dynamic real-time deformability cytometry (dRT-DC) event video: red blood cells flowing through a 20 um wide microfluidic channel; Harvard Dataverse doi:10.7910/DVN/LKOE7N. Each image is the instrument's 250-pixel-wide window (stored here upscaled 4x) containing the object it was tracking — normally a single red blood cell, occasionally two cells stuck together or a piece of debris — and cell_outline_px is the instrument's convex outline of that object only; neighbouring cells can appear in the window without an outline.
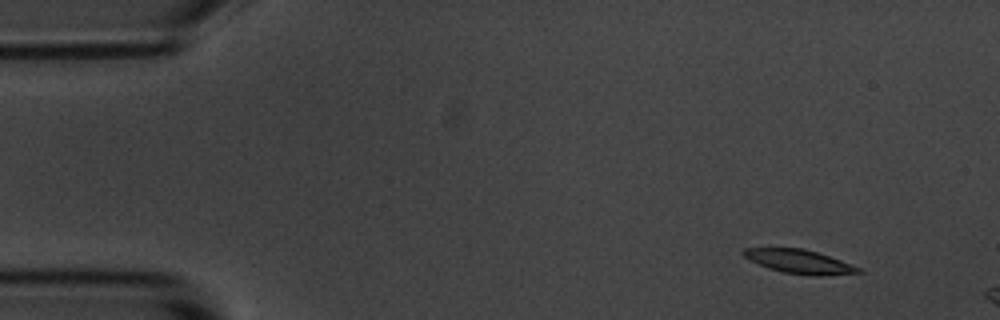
{"species": "common noctule bat (a hibernating species)", "species_latin": "Nyctalus noctula", "temperature_condition": "room temperature", "stored_images_in_passage": 2, "camera_frame_rate_fps": 3000, "um_per_image_px": 0.085, "animal": {"sex": "male", "body_mass_g": 20.1, "forearm_length_mm": 53.5}, "frame": {"image": 1, "passage_image": 2, "time_ms": 2.0, "image_size_px": [1000, 320], "cell_outline_px": [[864, 272], [820, 276], [784, 272], [768, 268], [748, 260], [740, 252], [744, 248], [804, 248], [840, 260], [860, 268]], "centroid_in_image_um": [67.9, 22.22], "position_along_channel_um": 17.1, "area_um2": 15.78}}